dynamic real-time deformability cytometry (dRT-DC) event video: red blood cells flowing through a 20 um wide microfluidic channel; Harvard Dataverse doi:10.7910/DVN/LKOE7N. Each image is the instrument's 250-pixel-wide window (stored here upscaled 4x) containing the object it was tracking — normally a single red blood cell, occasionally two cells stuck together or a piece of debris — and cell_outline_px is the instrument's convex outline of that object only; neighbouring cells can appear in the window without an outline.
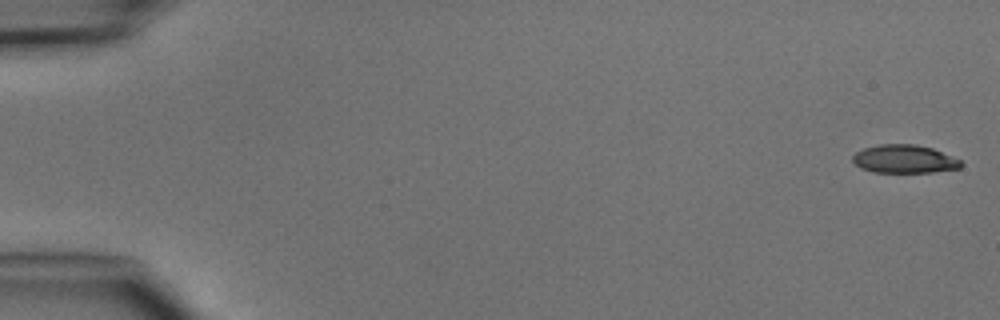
{"species": "common noctule bat (a hibernating species)", "species_latin": "Nyctalus noctula", "temperature_condition": "cold", "stored_images_in_passage": 7, "camera_frame_rate_fps": 3000, "um_per_image_px": 0.085, "animal": {"sex": "male", "body_mass_g": 15.6}, "frame": {"image": 1, "passage_image": 1, "time_ms": 0.0, "image_size_px": [1000, 320], "cell_outline_px": [[964, 164], [960, 168], [932, 172], [872, 172], [860, 168], [852, 160], [852, 156], [856, 152], [864, 148], [880, 144], [916, 144], [932, 148], [960, 160]], "centroid_in_image_um": [76.85, 13.52], "position_along_channel_um": 8.1, "area_um2": 17.8}}
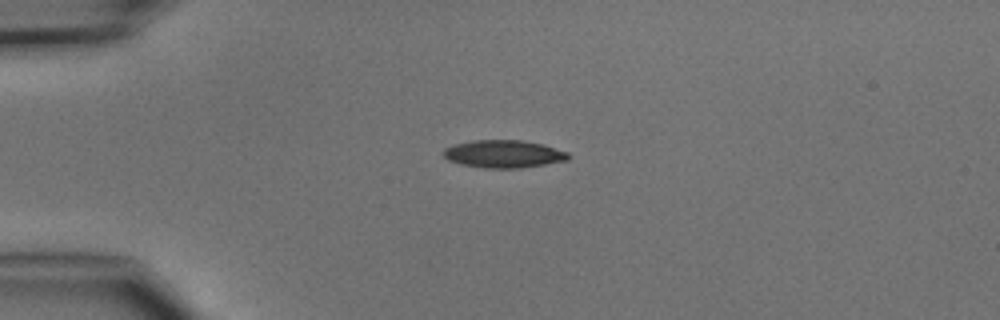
{"frame": {"image": 2, "passage_image": 4, "time_ms": 3.667, "image_size_px": [1000, 320], "cell_outline_px": [[572, 156], [568, 160], [520, 168], [484, 168], [460, 164], [448, 160], [444, 156], [444, 148], [452, 144], [472, 140], [520, 140], [544, 144], [568, 152]], "centroid_in_image_um": [42.81, 13.08], "position_along_channel_um": 42.2, "area_um2": 20.29}}
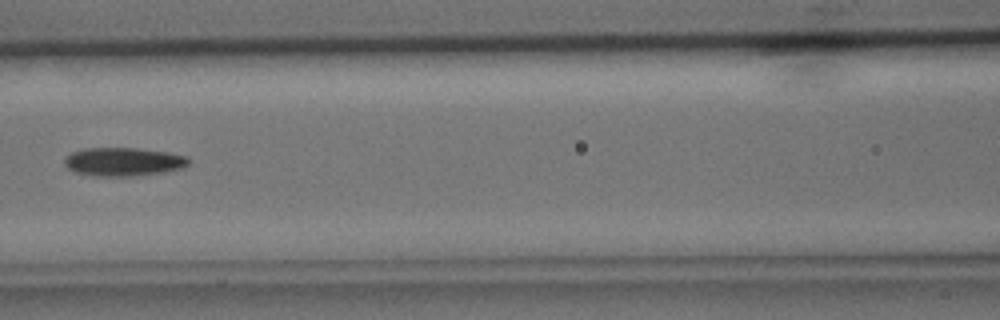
{"frame": {"image": 3, "passage_image": 7, "time_ms": 7.0, "image_size_px": [1000, 320], "cell_outline_px": [[192, 160], [184, 168], [164, 172], [132, 176], [92, 176], [76, 172], [68, 168], [64, 164], [64, 160], [72, 152], [84, 148], [136, 148], [168, 152], [188, 156]], "centroid_in_image_um": [10.53, 13.75], "position_along_channel_um": 156.1, "area_um2": 20.75}}